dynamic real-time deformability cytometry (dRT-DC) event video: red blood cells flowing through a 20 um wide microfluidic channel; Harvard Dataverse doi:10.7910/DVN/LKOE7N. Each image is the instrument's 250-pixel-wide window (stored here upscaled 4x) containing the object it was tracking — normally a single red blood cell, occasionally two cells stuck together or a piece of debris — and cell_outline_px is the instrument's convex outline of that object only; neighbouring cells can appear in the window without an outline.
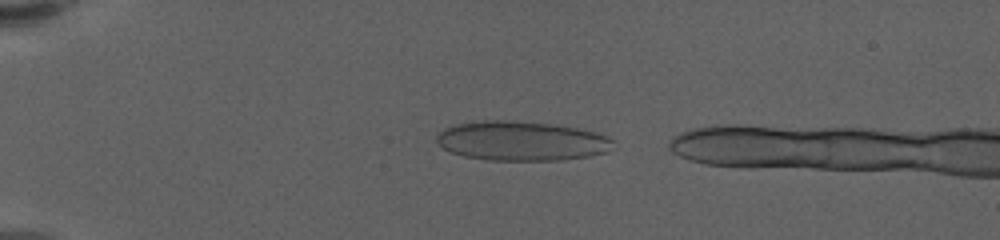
{"species": "human", "species_latin": "Homo sapiens", "temperature_condition": "warm", "stored_images_in_passage": 45, "camera_frame_rate_fps": 3000, "um_per_image_px": 0.085, "donor": {"sex": "female"}, "frame": {"image": 1, "passage_image": 5, "time_ms": 1.333, "image_size_px": [1000, 240], "cell_outline_px": [[616, 148], [604, 152], [588, 156], [560, 160], [488, 160], [464, 156], [452, 152], [444, 148], [436, 140], [436, 136], [444, 128], [456, 124], [484, 120], [500, 120], [552, 124], [576, 128], [596, 132], [612, 140]], "centroid_in_image_um": [44.33, 11.98], "position_along_channel_um": 40.7, "area_um2": 40.29}}
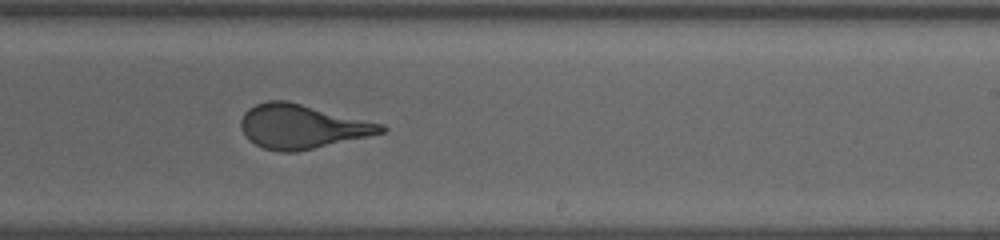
{"frame": {"image": 2, "passage_image": 28, "time_ms": 9.0, "image_size_px": [1000, 240], "cell_outline_px": [[388, 128], [384, 132], [368, 136], [296, 152], [280, 152], [264, 148], [248, 140], [240, 128], [240, 120], [244, 112], [248, 108], [256, 104], [268, 100], [288, 100], [384, 124]], "centroid_in_image_um": [25.64, 10.74], "position_along_channel_um": 263.4, "area_um2": 36.18}}
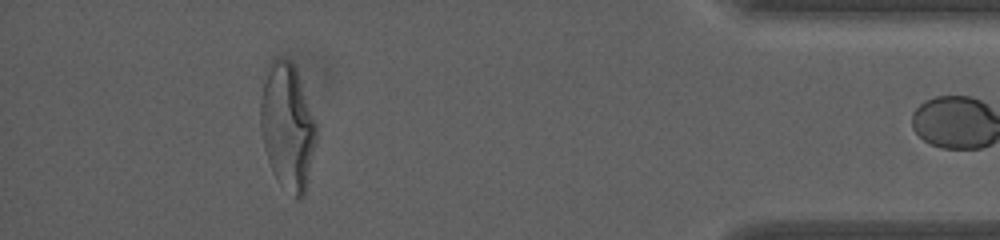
{"frame": {"image": 3, "passage_image": 44, "time_ms": 14.333, "image_size_px": [1000, 240], "cell_outline_px": [[316, 140], [304, 196], [300, 200], [280, 184], [272, 172], [264, 148], [260, 128], [260, 100], [268, 64], [272, 60], [292, 60], [296, 68], [316, 124]], "centroid_in_image_um": [24.42, 10.76], "position_along_channel_um": 410.8, "area_um2": 40.63}}